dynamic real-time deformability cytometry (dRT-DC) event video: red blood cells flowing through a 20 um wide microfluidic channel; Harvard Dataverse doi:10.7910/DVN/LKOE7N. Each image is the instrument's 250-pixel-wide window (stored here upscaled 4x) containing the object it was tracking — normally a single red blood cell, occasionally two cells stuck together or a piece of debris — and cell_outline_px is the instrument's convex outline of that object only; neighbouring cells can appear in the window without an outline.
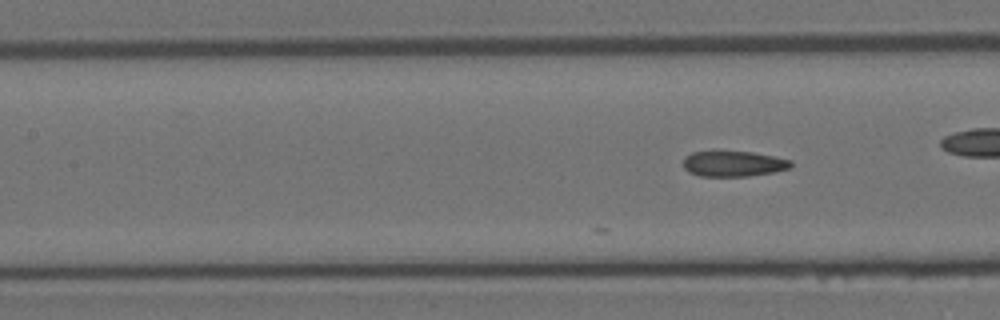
{"species": "Egyptian fruit bat (a non-hibernating species)", "species_latin": "Rousettus aegyptiacus", "temperature_condition": "room temperature", "stored_images_in_passage": 9, "camera_frame_rate_fps": 3000, "um_per_image_px": 0.085, "animal": {"sex": "female"}, "frame": {"image": 1, "passage_image": 9, "time_ms": 2.667, "image_size_px": [1000, 320], "cell_outline_px": [[792, 168], [776, 172], [748, 176], [700, 176], [688, 172], [684, 168], [684, 156], [692, 152], [752, 152], [792, 160]], "centroid_in_image_um": [62.37, 13.93], "position_along_channel_um": 145.0, "area_um2": 16.01}}